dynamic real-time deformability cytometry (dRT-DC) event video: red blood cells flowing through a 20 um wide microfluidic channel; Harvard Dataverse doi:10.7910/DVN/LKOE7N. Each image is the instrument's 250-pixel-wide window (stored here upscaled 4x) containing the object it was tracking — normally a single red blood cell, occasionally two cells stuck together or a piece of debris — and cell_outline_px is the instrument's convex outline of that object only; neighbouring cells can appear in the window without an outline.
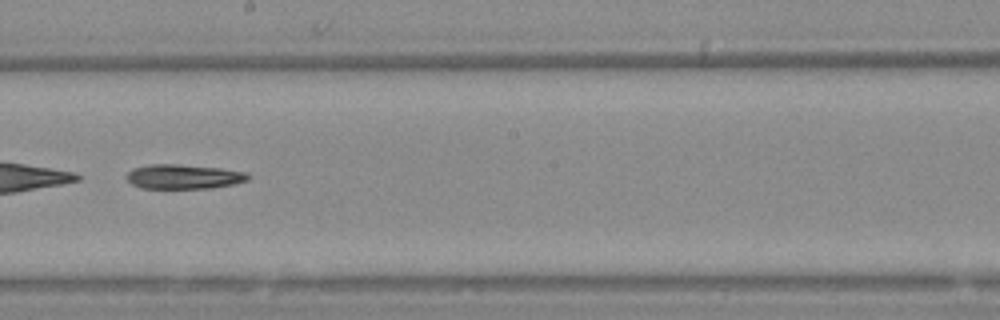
{"species": "Egyptian fruit bat (a non-hibernating species)", "species_latin": "Rousettus aegyptiacus", "temperature_condition": "warm", "stored_images_in_passage": 54, "camera_frame_rate_fps": 3000, "um_per_image_px": 0.085, "animal": {"sex": "female"}, "frame": {"image": 1, "passage_image": 31, "time_ms": 10.0, "image_size_px": [1000, 320], "cell_outline_px": [[248, 180], [232, 184], [212, 188], [140, 188], [132, 184], [124, 176], [132, 168], [148, 164], [176, 164], [220, 168], [244, 172], [248, 176]], "centroid_in_image_um": [15.53, 15.01], "position_along_channel_um": 232.7, "area_um2": 17.28}}